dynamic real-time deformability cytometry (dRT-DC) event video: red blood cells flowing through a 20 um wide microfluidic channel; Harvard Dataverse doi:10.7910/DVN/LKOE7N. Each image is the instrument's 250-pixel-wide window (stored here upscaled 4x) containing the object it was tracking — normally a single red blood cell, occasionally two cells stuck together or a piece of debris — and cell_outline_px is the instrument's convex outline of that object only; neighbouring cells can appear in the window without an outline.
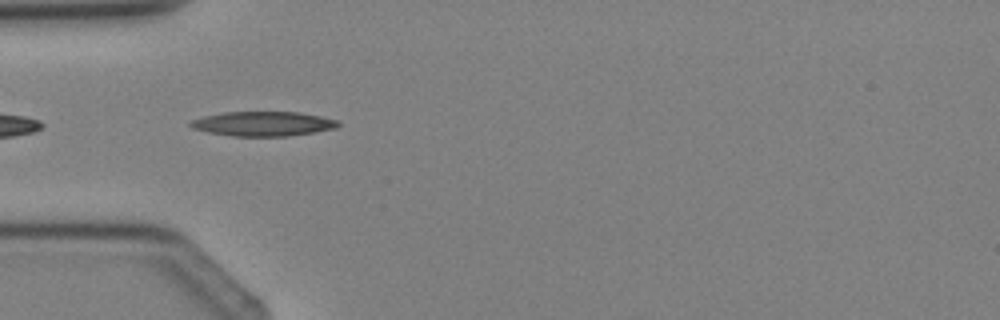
{"species": "Egyptian fruit bat (a non-hibernating species)", "species_latin": "Rousettus aegyptiacus", "temperature_condition": "cold", "stored_images_in_passage": 3, "camera_frame_rate_fps": 3000, "um_per_image_px": 0.085, "animal": {"sex": "female"}, "frame": {"image": 1, "passage_image": 3, "time_ms": 2.333, "image_size_px": [1000, 320], "cell_outline_px": [[340, 124], [336, 128], [288, 136], [232, 136], [208, 132], [192, 128], [188, 124], [188, 120], [220, 112], [300, 112], [320, 116], [336, 120]], "centroid_in_image_um": [22.29, 10.51], "position_along_channel_um": 62.7, "area_um2": 21.15}}